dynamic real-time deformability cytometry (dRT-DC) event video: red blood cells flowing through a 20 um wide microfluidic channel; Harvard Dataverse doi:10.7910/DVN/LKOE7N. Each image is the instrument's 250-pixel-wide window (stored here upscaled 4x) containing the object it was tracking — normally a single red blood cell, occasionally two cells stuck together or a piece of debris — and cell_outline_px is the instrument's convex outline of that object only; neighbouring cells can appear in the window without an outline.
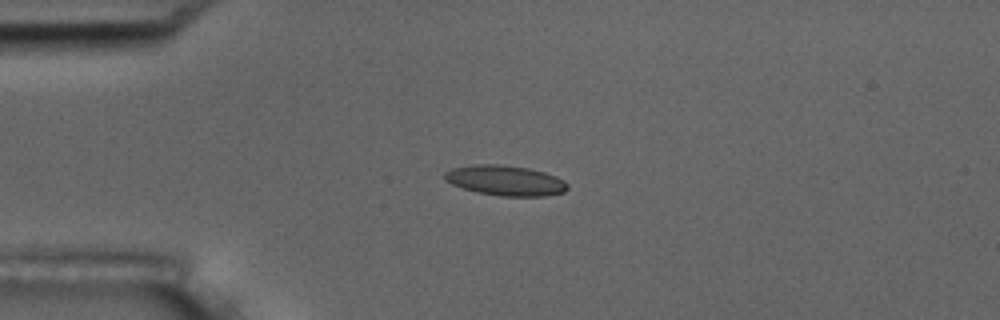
{"species": "common noctule bat (a hibernating species)", "species_latin": "Nyctalus noctula", "temperature_condition": "room temperature", "stored_images_in_passage": 11, "camera_frame_rate_fps": 3000, "um_per_image_px": 0.085, "animal": {"sex": "male", "body_mass_g": 17.5, "forearm_length_mm": 52.3}, "frame": {"image": 1, "passage_image": 4, "time_ms": 3.333, "image_size_px": [1000, 320], "cell_outline_px": [[568, 188], [564, 192], [544, 196], [500, 196], [476, 192], [452, 184], [444, 180], [444, 172], [452, 168], [476, 164], [500, 164], [528, 168], [544, 172], [556, 176], [564, 180], [568, 184]], "centroid_in_image_um": [42.96, 15.34], "position_along_channel_um": 42.0, "area_um2": 21.68}}
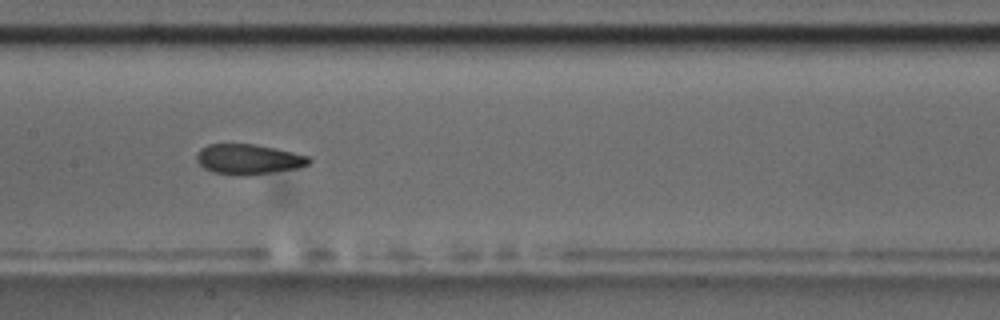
{"frame": {"image": 2, "passage_image": 8, "time_ms": 8.0, "image_size_px": [1000, 320], "cell_outline_px": [[312, 160], [308, 164], [296, 168], [244, 176], [240, 176], [212, 172], [204, 168], [196, 160], [196, 152], [200, 148], [208, 144], [256, 144], [276, 148], [308, 156]], "centroid_in_image_um": [21.07, 13.53], "position_along_channel_um": 186.3, "area_um2": 19.77}}